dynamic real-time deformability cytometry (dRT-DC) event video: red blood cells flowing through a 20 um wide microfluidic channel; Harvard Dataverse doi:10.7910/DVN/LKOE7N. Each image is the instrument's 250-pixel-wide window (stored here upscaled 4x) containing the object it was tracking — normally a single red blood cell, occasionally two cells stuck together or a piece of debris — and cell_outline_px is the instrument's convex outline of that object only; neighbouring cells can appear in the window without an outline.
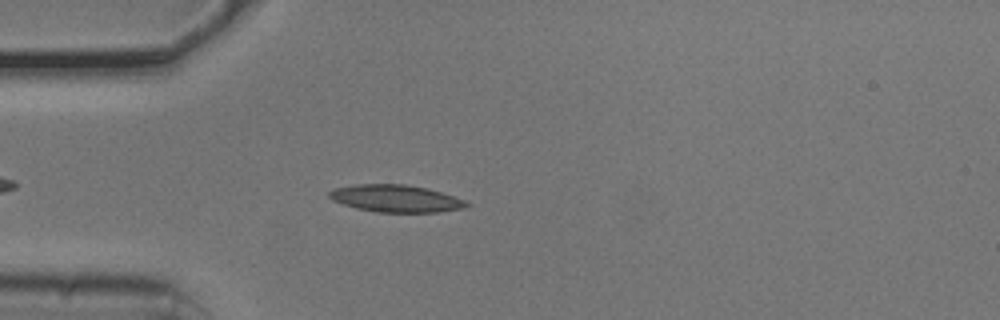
{"species": "common noctule bat (a hibernating species)", "species_latin": "Nyctalus noctula", "temperature_condition": "cold", "stored_images_in_passage": 42, "camera_frame_rate_fps": 3000, "um_per_image_px": 0.085, "animal": {"sex": "male", "body_mass_g": 20.5, "forearm_length_mm": 52.5}, "frame": {"image": 1, "passage_image": 3, "time_ms": 0.667, "image_size_px": [1000, 320], "cell_outline_px": [[472, 204], [464, 208], [436, 212], [376, 212], [356, 208], [332, 200], [328, 196], [328, 192], [336, 188], [356, 184], [404, 184], [428, 188], [464, 200]], "centroid_in_image_um": [33.64, 16.87], "position_along_channel_um": 51.4, "area_um2": 21.68}}
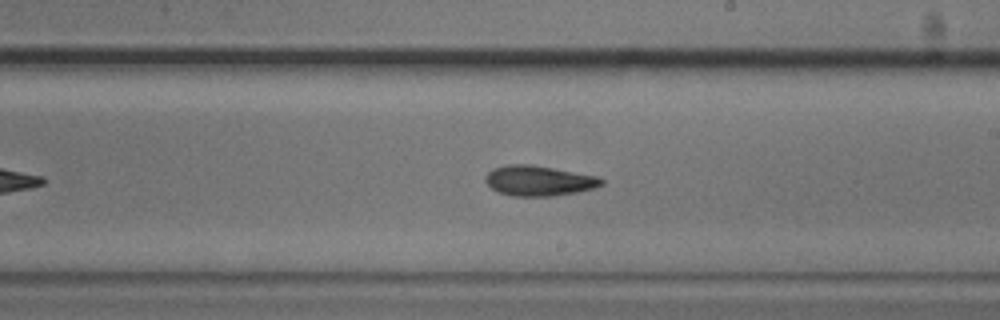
{"frame": {"image": 2, "passage_image": 19, "time_ms": 6.0, "image_size_px": [1000, 320], "cell_outline_px": [[604, 184], [596, 188], [576, 192], [552, 196], [512, 196], [496, 192], [484, 180], [488, 172], [492, 168], [508, 164], [532, 164], [600, 176], [604, 180]], "centroid_in_image_um": [45.82, 15.35], "position_along_channel_um": 243.2, "area_um2": 20.75}}
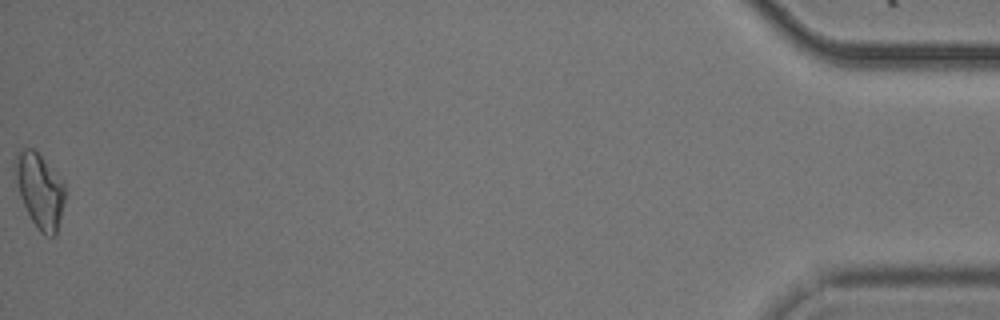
{"frame": {"image": 3, "passage_image": 42, "time_ms": 13.667, "image_size_px": [1000, 320], "cell_outline_px": [[64, 200], [56, 236], [44, 236], [40, 232], [32, 220], [20, 196], [12, 164], [16, 152], [24, 148], [32, 148], [64, 180]], "centroid_in_image_um": [3.36, 16.17], "position_along_channel_um": 431.8, "area_um2": 21.62}, "authors_computed_cell_mechanics": {"area_um2": 19.9121, "velocity_mm_per_s": 3.7517, "shape_relaxation_time_tau1_ms": null, "shape_relaxation_time_tau2_ms": 6.0696, "deformation_change_tau1": null, "deformation_change_tau2": 0.1399}}